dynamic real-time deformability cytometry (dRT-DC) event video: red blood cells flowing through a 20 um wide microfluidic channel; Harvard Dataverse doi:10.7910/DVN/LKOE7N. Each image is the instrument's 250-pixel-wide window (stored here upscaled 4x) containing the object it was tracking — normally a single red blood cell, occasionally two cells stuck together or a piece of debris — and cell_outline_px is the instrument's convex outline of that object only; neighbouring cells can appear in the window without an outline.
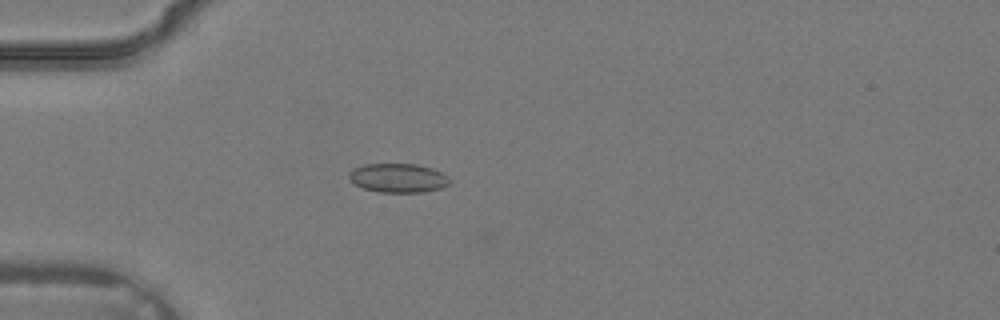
{"species": "common noctule bat (a hibernating species)", "species_latin": "Nyctalus noctula", "temperature_condition": "warm", "stored_images_in_passage": 3, "camera_frame_rate_fps": 3000, "um_per_image_px": 0.085, "animal": {"sex": "male", "body_mass_g": 19.2, "forearm_length_mm": 51.8}, "frame": {"image": 1, "passage_image": 3, "time_ms": 0.667, "image_size_px": [1000, 320], "cell_outline_px": [[452, 180], [448, 184], [440, 188], [424, 192], [376, 192], [364, 188], [356, 184], [348, 176], [348, 172], [352, 168], [364, 164], [416, 164], [432, 168], [448, 176]], "centroid_in_image_um": [33.84, 15.12], "position_along_channel_um": 51.2, "area_um2": 17.05}}